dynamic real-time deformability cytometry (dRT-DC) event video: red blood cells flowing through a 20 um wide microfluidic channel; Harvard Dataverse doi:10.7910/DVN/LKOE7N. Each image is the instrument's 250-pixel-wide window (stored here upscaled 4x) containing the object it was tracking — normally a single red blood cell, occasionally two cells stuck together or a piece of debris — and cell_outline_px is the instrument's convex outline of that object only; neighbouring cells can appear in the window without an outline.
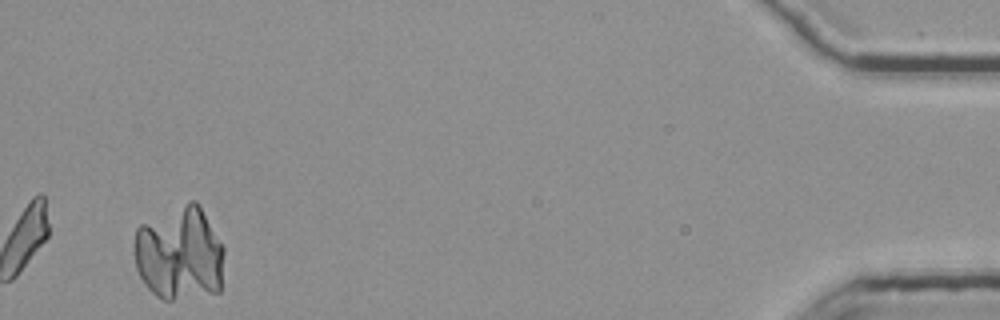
{"species": "common noctule bat (a hibernating species)", "species_latin": "Nyctalus noctula", "temperature_condition": "room temperature", "stored_images_in_passage": 40, "camera_frame_rate_fps": 3000, "um_per_image_px": 0.085, "animal": {"sex": "female", "body_mass_g": 25.1}, "frame": {"image": 1, "passage_image": 40, "time_ms": 13.0, "image_size_px": [1000, 320], "cell_outline_px": [[224, 252], [220, 292], [172, 300], [164, 300], [156, 296], [148, 288], [140, 276], [136, 268], [136, 228], [140, 224], [188, 200], [196, 200], [224, 248]], "centroid_in_image_um": [15.27, 21.56], "position_along_channel_um": 419.9, "area_um2": 49.19}}